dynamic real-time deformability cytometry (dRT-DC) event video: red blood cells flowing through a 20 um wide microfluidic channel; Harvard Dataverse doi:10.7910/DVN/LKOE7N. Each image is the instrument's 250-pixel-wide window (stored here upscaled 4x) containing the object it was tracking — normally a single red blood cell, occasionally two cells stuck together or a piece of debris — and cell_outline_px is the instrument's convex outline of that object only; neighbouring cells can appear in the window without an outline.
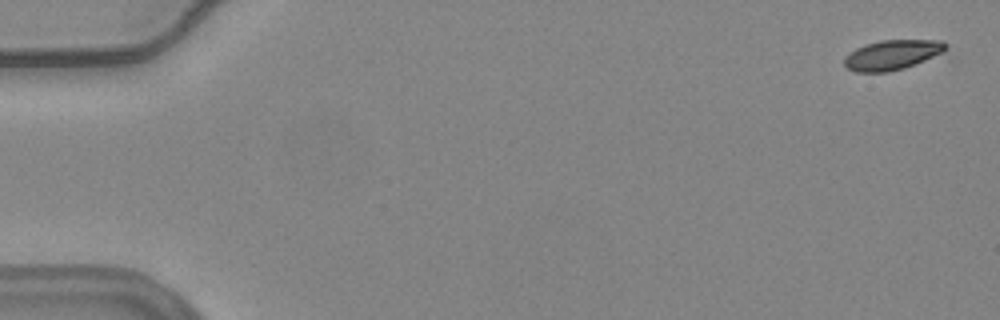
{"species": "common noctule bat (a hibernating species)", "species_latin": "Nyctalus noctula", "temperature_condition": "warm", "stored_images_in_passage": 7, "camera_frame_rate_fps": 3000, "um_per_image_px": 0.085, "animal": {"sex": "female", "body_mass_g": 24.6, "forearm_length_mm": 56.2}, "frame": {"image": 1, "passage_image": 2, "time_ms": 0.333, "image_size_px": [1000, 320], "cell_outline_px": [[948, 48], [944, 52], [904, 68], [888, 72], [856, 72], [848, 68], [844, 64], [844, 56], [856, 48], [864, 44], [880, 40], [940, 40], [948, 44]], "centroid_in_image_um": [75.83, 4.65], "position_along_channel_um": 9.2, "area_um2": 17.69}}